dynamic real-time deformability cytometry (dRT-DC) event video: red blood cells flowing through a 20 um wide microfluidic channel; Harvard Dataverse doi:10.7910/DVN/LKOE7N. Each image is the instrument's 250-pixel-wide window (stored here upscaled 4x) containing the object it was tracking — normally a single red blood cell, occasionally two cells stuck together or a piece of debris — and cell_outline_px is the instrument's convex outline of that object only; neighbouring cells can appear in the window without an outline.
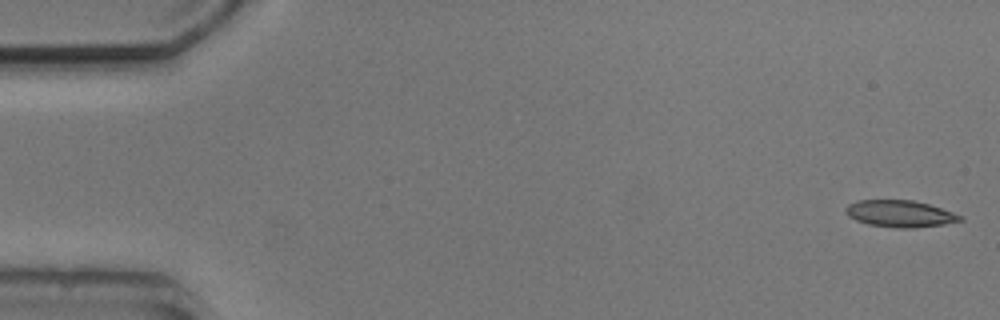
{"species": "common noctule bat (a hibernating species)", "species_latin": "Nyctalus noctula", "temperature_condition": "cold", "stored_images_in_passage": 5, "camera_frame_rate_fps": 3000, "um_per_image_px": 0.085, "animal": {"sex": "male", "body_mass_g": 20.5, "forearm_length_mm": 52.5}, "frame": {"image": 1, "passage_image": 1, "time_ms": 0.0, "image_size_px": [1000, 320], "cell_outline_px": [[964, 220], [944, 224], [916, 228], [896, 228], [868, 224], [856, 220], [848, 216], [844, 212], [844, 208], [848, 204], [856, 200], [912, 200], [928, 204], [964, 216]], "centroid_in_image_um": [76.48, 18.17], "position_along_channel_um": 8.5, "area_um2": 17.98}}
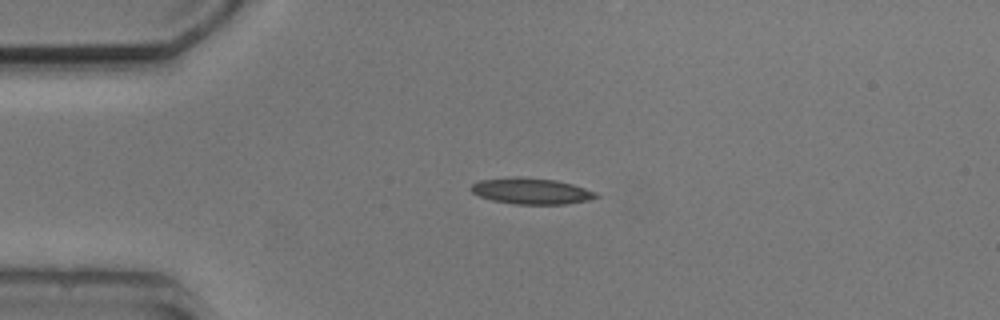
{"frame": {"image": 2, "passage_image": 4, "time_ms": 3.667, "image_size_px": [1000, 320], "cell_outline_px": [[600, 196], [588, 200], [564, 204], [516, 204], [492, 200], [480, 196], [472, 192], [468, 188], [472, 184], [480, 180], [516, 176], [520, 176], [556, 180], [572, 184], [596, 192]], "centroid_in_image_um": [45.14, 16.23], "position_along_channel_um": 39.9, "area_um2": 19.02}}